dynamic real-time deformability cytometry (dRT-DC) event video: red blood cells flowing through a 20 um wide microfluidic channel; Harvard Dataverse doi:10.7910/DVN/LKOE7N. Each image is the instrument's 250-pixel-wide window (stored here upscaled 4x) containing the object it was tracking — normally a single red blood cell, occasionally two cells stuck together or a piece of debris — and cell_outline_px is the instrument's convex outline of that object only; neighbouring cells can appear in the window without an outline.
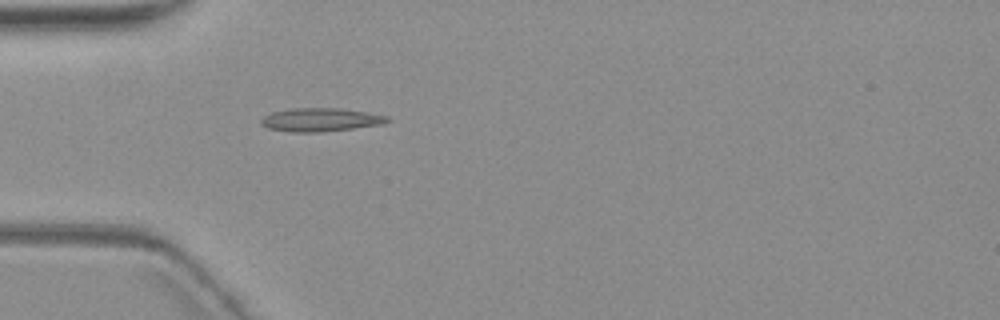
{"species": "common noctule bat (a hibernating species)", "species_latin": "Nyctalus noctula", "temperature_condition": "warm", "stored_images_in_passage": 3, "camera_frame_rate_fps": 3000, "um_per_image_px": 0.085, "animal": {"sex": "female", "body_mass_g": 19.3, "forearm_length_mm": 54.1}, "frame": {"image": 1, "passage_image": 3, "time_ms": 3.333, "image_size_px": [1000, 320], "cell_outline_px": [[392, 120], [384, 124], [320, 132], [292, 132], [268, 128], [260, 124], [260, 120], [264, 116], [272, 112], [292, 108], [340, 108], [368, 112], [388, 116]], "centroid_in_image_um": [27.27, 10.17], "position_along_channel_um": 57.7, "area_um2": 17.28}}